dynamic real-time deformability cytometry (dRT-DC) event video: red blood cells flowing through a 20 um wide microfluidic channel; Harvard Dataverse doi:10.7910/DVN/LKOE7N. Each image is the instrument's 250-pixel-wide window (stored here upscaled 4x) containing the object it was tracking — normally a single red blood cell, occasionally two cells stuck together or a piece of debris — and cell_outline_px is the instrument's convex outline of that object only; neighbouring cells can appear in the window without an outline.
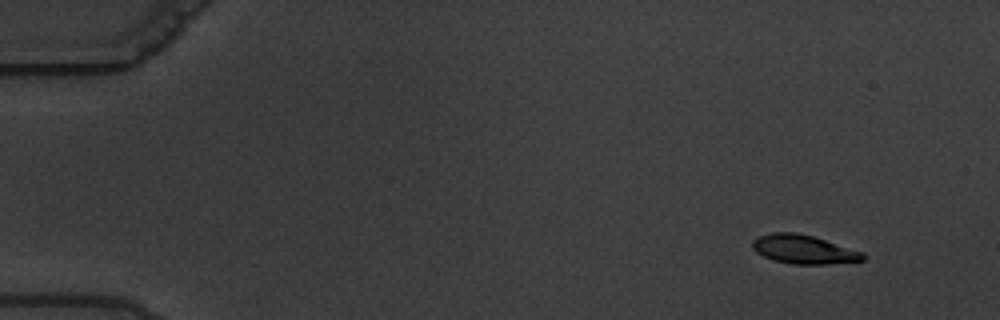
{"species": "common noctule bat (a hibernating species)", "species_latin": "Nyctalus noctula", "temperature_condition": "warm", "stored_images_in_passage": 6, "camera_frame_rate_fps": 3000, "um_per_image_px": 0.085, "animal": {"sex": "male", "body_mass_g": 19.5, "forearm_length_mm": 54.6}, "frame": {"image": 1, "passage_image": 2, "time_ms": 1.333, "image_size_px": [1000, 320], "cell_outline_px": [[868, 256], [864, 260], [828, 264], [792, 264], [772, 260], [756, 252], [752, 248], [752, 240], [760, 236], [772, 232], [796, 232], [812, 236], [864, 252]], "centroid_in_image_um": [68.32, 21.2], "position_along_channel_um": 16.7, "area_um2": 18.61}}